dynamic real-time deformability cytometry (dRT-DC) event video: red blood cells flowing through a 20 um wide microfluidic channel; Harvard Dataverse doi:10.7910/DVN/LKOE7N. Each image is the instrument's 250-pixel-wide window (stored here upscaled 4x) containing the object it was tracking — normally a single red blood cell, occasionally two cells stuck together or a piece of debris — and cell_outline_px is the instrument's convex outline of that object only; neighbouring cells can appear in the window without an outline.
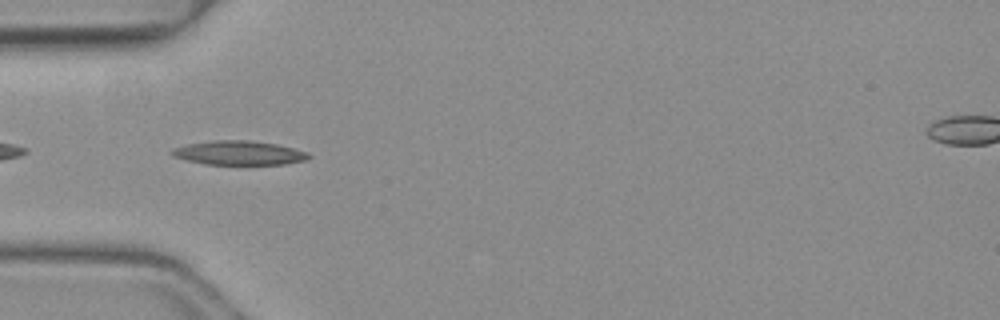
{"species": "common noctule bat (a hibernating species)", "species_latin": "Nyctalus noctula", "temperature_condition": "warm", "stored_images_in_passage": 28, "camera_frame_rate_fps": 3000, "um_per_image_px": 0.085, "animal": {"sex": "female", "body_mass_g": 19.3, "forearm_length_mm": 54.1}, "frame": {"image": 1, "passage_image": 2, "time_ms": 0.333, "image_size_px": [1000, 320], "cell_outline_px": [[312, 156], [304, 160], [284, 164], [204, 164], [184, 160], [172, 156], [168, 152], [172, 148], [184, 144], [212, 140], [248, 140], [276, 144], [308, 152]], "centroid_in_image_um": [20.22, 12.99], "position_along_channel_um": 64.8, "area_um2": 19.36}}
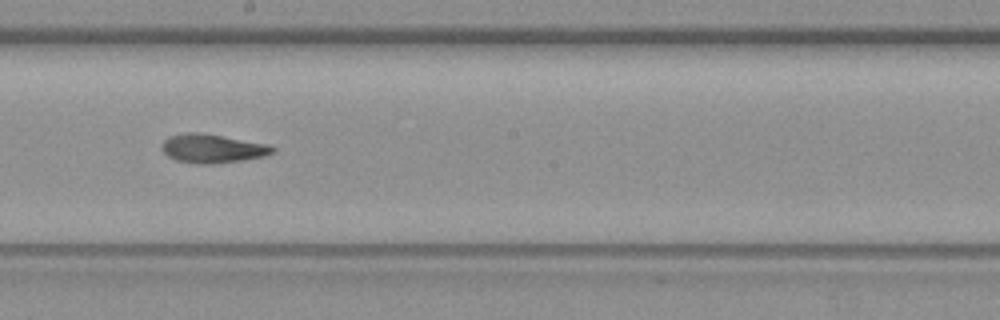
{"frame": {"image": 2, "passage_image": 14, "time_ms": 4.333, "image_size_px": [1000, 320], "cell_outline_px": [[276, 152], [264, 156], [240, 160], [212, 164], [196, 164], [176, 160], [168, 156], [160, 148], [160, 144], [168, 136], [184, 132], [200, 132], [268, 144], [276, 148]], "centroid_in_image_um": [18.02, 12.61], "position_along_channel_um": 230.2, "area_um2": 18.73}}
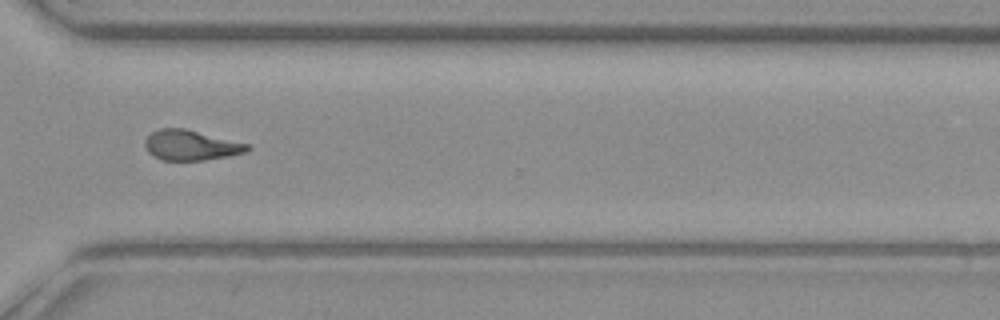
{"frame": {"image": 3, "passage_image": 23, "time_ms": 7.333, "image_size_px": [1000, 320], "cell_outline_px": [[252, 148], [248, 152], [228, 156], [204, 160], [160, 160], [152, 156], [148, 152], [144, 144], [144, 140], [152, 132], [160, 128], [184, 128], [248, 144]], "centroid_in_image_um": [16.21, 12.35], "position_along_channel_um": 354.4, "area_um2": 18.03}, "authors_computed_cell_mechanics": {"area_um2": 18.4382, "velocity_mm_per_s": 4.1465, "shape_relaxation_time_tau1_ms": 5.4645, "shape_relaxation_time_tau2_ms": 8.0227, "deformation_change_tau1": 0.1832, "deformation_change_tau2": 0.1818}}